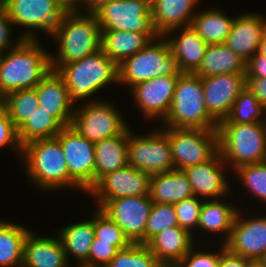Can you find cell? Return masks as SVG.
<instances>
[{"mask_svg":"<svg viewBox=\"0 0 266 267\" xmlns=\"http://www.w3.org/2000/svg\"><path fill=\"white\" fill-rule=\"evenodd\" d=\"M199 2L200 0H152L150 7L153 26L159 36L176 28L191 26Z\"/></svg>","mask_w":266,"mask_h":267,"instance_id":"cell-24","label":"cell"},{"mask_svg":"<svg viewBox=\"0 0 266 267\" xmlns=\"http://www.w3.org/2000/svg\"><path fill=\"white\" fill-rule=\"evenodd\" d=\"M101 49L117 65L145 48L152 39L145 33L101 30Z\"/></svg>","mask_w":266,"mask_h":267,"instance_id":"cell-30","label":"cell"},{"mask_svg":"<svg viewBox=\"0 0 266 267\" xmlns=\"http://www.w3.org/2000/svg\"><path fill=\"white\" fill-rule=\"evenodd\" d=\"M20 160L29 182L37 189L49 193L69 188L67 161L56 137L26 143L22 146Z\"/></svg>","mask_w":266,"mask_h":267,"instance_id":"cell-4","label":"cell"},{"mask_svg":"<svg viewBox=\"0 0 266 267\" xmlns=\"http://www.w3.org/2000/svg\"><path fill=\"white\" fill-rule=\"evenodd\" d=\"M223 9L199 10L192 19L191 26L208 45L225 44L235 17H230Z\"/></svg>","mask_w":266,"mask_h":267,"instance_id":"cell-32","label":"cell"},{"mask_svg":"<svg viewBox=\"0 0 266 267\" xmlns=\"http://www.w3.org/2000/svg\"><path fill=\"white\" fill-rule=\"evenodd\" d=\"M106 267H165L147 245L131 243L120 249Z\"/></svg>","mask_w":266,"mask_h":267,"instance_id":"cell-37","label":"cell"},{"mask_svg":"<svg viewBox=\"0 0 266 267\" xmlns=\"http://www.w3.org/2000/svg\"><path fill=\"white\" fill-rule=\"evenodd\" d=\"M160 124L165 128L217 129L218 123L206 109L201 76L179 75L170 110Z\"/></svg>","mask_w":266,"mask_h":267,"instance_id":"cell-6","label":"cell"},{"mask_svg":"<svg viewBox=\"0 0 266 267\" xmlns=\"http://www.w3.org/2000/svg\"><path fill=\"white\" fill-rule=\"evenodd\" d=\"M39 39H23L4 52L0 63V100L16 90L34 89L51 70L50 52Z\"/></svg>","mask_w":266,"mask_h":267,"instance_id":"cell-2","label":"cell"},{"mask_svg":"<svg viewBox=\"0 0 266 267\" xmlns=\"http://www.w3.org/2000/svg\"><path fill=\"white\" fill-rule=\"evenodd\" d=\"M239 209L238 205L222 199L203 200L196 233L201 230L207 234H218V237L223 236L220 242L224 244L229 239Z\"/></svg>","mask_w":266,"mask_h":267,"instance_id":"cell-26","label":"cell"},{"mask_svg":"<svg viewBox=\"0 0 266 267\" xmlns=\"http://www.w3.org/2000/svg\"><path fill=\"white\" fill-rule=\"evenodd\" d=\"M246 78H266V56L255 53L246 62Z\"/></svg>","mask_w":266,"mask_h":267,"instance_id":"cell-46","label":"cell"},{"mask_svg":"<svg viewBox=\"0 0 266 267\" xmlns=\"http://www.w3.org/2000/svg\"><path fill=\"white\" fill-rule=\"evenodd\" d=\"M116 105L109 99L80 102L75 106L71 127L93 143L119 135L129 124Z\"/></svg>","mask_w":266,"mask_h":267,"instance_id":"cell-9","label":"cell"},{"mask_svg":"<svg viewBox=\"0 0 266 267\" xmlns=\"http://www.w3.org/2000/svg\"><path fill=\"white\" fill-rule=\"evenodd\" d=\"M164 38L169 43L180 72L194 73L202 62L208 44L201 39L192 26L173 29L167 32Z\"/></svg>","mask_w":266,"mask_h":267,"instance_id":"cell-23","label":"cell"},{"mask_svg":"<svg viewBox=\"0 0 266 267\" xmlns=\"http://www.w3.org/2000/svg\"><path fill=\"white\" fill-rule=\"evenodd\" d=\"M218 245L216 244L218 249L214 247L213 252V250L207 251L206 247L202 250L198 248V243L195 244L175 267H219L220 245L219 247Z\"/></svg>","mask_w":266,"mask_h":267,"instance_id":"cell-42","label":"cell"},{"mask_svg":"<svg viewBox=\"0 0 266 267\" xmlns=\"http://www.w3.org/2000/svg\"><path fill=\"white\" fill-rule=\"evenodd\" d=\"M245 267H265L261 260H249Z\"/></svg>","mask_w":266,"mask_h":267,"instance_id":"cell-51","label":"cell"},{"mask_svg":"<svg viewBox=\"0 0 266 267\" xmlns=\"http://www.w3.org/2000/svg\"><path fill=\"white\" fill-rule=\"evenodd\" d=\"M263 33V15L243 12L235 16L225 44L247 62L258 52Z\"/></svg>","mask_w":266,"mask_h":267,"instance_id":"cell-22","label":"cell"},{"mask_svg":"<svg viewBox=\"0 0 266 267\" xmlns=\"http://www.w3.org/2000/svg\"><path fill=\"white\" fill-rule=\"evenodd\" d=\"M132 131L128 126L121 134L95 143V184L105 174L128 163V141Z\"/></svg>","mask_w":266,"mask_h":267,"instance_id":"cell-27","label":"cell"},{"mask_svg":"<svg viewBox=\"0 0 266 267\" xmlns=\"http://www.w3.org/2000/svg\"><path fill=\"white\" fill-rule=\"evenodd\" d=\"M230 123L266 122V108L247 86L240 92L226 118Z\"/></svg>","mask_w":266,"mask_h":267,"instance_id":"cell-36","label":"cell"},{"mask_svg":"<svg viewBox=\"0 0 266 267\" xmlns=\"http://www.w3.org/2000/svg\"><path fill=\"white\" fill-rule=\"evenodd\" d=\"M55 232L62 242L69 263L72 264L70 257H74L78 267H81L88 260L94 238V212L91 219L69 223Z\"/></svg>","mask_w":266,"mask_h":267,"instance_id":"cell-29","label":"cell"},{"mask_svg":"<svg viewBox=\"0 0 266 267\" xmlns=\"http://www.w3.org/2000/svg\"><path fill=\"white\" fill-rule=\"evenodd\" d=\"M118 251L112 242L93 238L88 260L81 267H106Z\"/></svg>","mask_w":266,"mask_h":267,"instance_id":"cell-43","label":"cell"},{"mask_svg":"<svg viewBox=\"0 0 266 267\" xmlns=\"http://www.w3.org/2000/svg\"><path fill=\"white\" fill-rule=\"evenodd\" d=\"M6 147L17 151L21 158L22 145L18 139L17 129L10 119L8 111L0 104V150Z\"/></svg>","mask_w":266,"mask_h":267,"instance_id":"cell-44","label":"cell"},{"mask_svg":"<svg viewBox=\"0 0 266 267\" xmlns=\"http://www.w3.org/2000/svg\"><path fill=\"white\" fill-rule=\"evenodd\" d=\"M143 135L130 132L128 141L129 166L150 175L174 170L168 135L161 129Z\"/></svg>","mask_w":266,"mask_h":267,"instance_id":"cell-13","label":"cell"},{"mask_svg":"<svg viewBox=\"0 0 266 267\" xmlns=\"http://www.w3.org/2000/svg\"><path fill=\"white\" fill-rule=\"evenodd\" d=\"M179 75L157 76L140 82L129 88L131 96L142 116L148 122L157 120L161 123L167 116Z\"/></svg>","mask_w":266,"mask_h":267,"instance_id":"cell-16","label":"cell"},{"mask_svg":"<svg viewBox=\"0 0 266 267\" xmlns=\"http://www.w3.org/2000/svg\"><path fill=\"white\" fill-rule=\"evenodd\" d=\"M49 237L29 231L23 247L21 267H71L59 236Z\"/></svg>","mask_w":266,"mask_h":267,"instance_id":"cell-21","label":"cell"},{"mask_svg":"<svg viewBox=\"0 0 266 267\" xmlns=\"http://www.w3.org/2000/svg\"><path fill=\"white\" fill-rule=\"evenodd\" d=\"M261 261L263 262L264 266L266 267V253L262 257Z\"/></svg>","mask_w":266,"mask_h":267,"instance_id":"cell-53","label":"cell"},{"mask_svg":"<svg viewBox=\"0 0 266 267\" xmlns=\"http://www.w3.org/2000/svg\"><path fill=\"white\" fill-rule=\"evenodd\" d=\"M153 205L149 195L112 199L100 209L124 232L131 243L144 245V231Z\"/></svg>","mask_w":266,"mask_h":267,"instance_id":"cell-15","label":"cell"},{"mask_svg":"<svg viewBox=\"0 0 266 267\" xmlns=\"http://www.w3.org/2000/svg\"><path fill=\"white\" fill-rule=\"evenodd\" d=\"M1 8L15 28H25L23 39H39L40 32L50 37L69 9L68 0H1Z\"/></svg>","mask_w":266,"mask_h":267,"instance_id":"cell-7","label":"cell"},{"mask_svg":"<svg viewBox=\"0 0 266 267\" xmlns=\"http://www.w3.org/2000/svg\"><path fill=\"white\" fill-rule=\"evenodd\" d=\"M193 195L183 170L174 169L150 177L149 196L153 203L175 204Z\"/></svg>","mask_w":266,"mask_h":267,"instance_id":"cell-28","label":"cell"},{"mask_svg":"<svg viewBox=\"0 0 266 267\" xmlns=\"http://www.w3.org/2000/svg\"><path fill=\"white\" fill-rule=\"evenodd\" d=\"M218 151L233 172L245 165L266 161V122L218 123Z\"/></svg>","mask_w":266,"mask_h":267,"instance_id":"cell-5","label":"cell"},{"mask_svg":"<svg viewBox=\"0 0 266 267\" xmlns=\"http://www.w3.org/2000/svg\"><path fill=\"white\" fill-rule=\"evenodd\" d=\"M202 204L203 199L195 195L173 204L179 226L193 235L194 240Z\"/></svg>","mask_w":266,"mask_h":267,"instance_id":"cell-41","label":"cell"},{"mask_svg":"<svg viewBox=\"0 0 266 267\" xmlns=\"http://www.w3.org/2000/svg\"><path fill=\"white\" fill-rule=\"evenodd\" d=\"M256 216L248 218L239 209L229 239L224 243L231 253L248 260H261L266 253V215Z\"/></svg>","mask_w":266,"mask_h":267,"instance_id":"cell-17","label":"cell"},{"mask_svg":"<svg viewBox=\"0 0 266 267\" xmlns=\"http://www.w3.org/2000/svg\"><path fill=\"white\" fill-rule=\"evenodd\" d=\"M0 104L8 111L16 129L39 107L35 88L10 92L0 100Z\"/></svg>","mask_w":266,"mask_h":267,"instance_id":"cell-35","label":"cell"},{"mask_svg":"<svg viewBox=\"0 0 266 267\" xmlns=\"http://www.w3.org/2000/svg\"><path fill=\"white\" fill-rule=\"evenodd\" d=\"M179 226L173 204L153 203L144 231V245L166 228Z\"/></svg>","mask_w":266,"mask_h":267,"instance_id":"cell-39","label":"cell"},{"mask_svg":"<svg viewBox=\"0 0 266 267\" xmlns=\"http://www.w3.org/2000/svg\"><path fill=\"white\" fill-rule=\"evenodd\" d=\"M246 86L266 108V78H246Z\"/></svg>","mask_w":266,"mask_h":267,"instance_id":"cell-49","label":"cell"},{"mask_svg":"<svg viewBox=\"0 0 266 267\" xmlns=\"http://www.w3.org/2000/svg\"><path fill=\"white\" fill-rule=\"evenodd\" d=\"M94 14L101 30L145 33L152 40L159 37L148 0H114L99 7Z\"/></svg>","mask_w":266,"mask_h":267,"instance_id":"cell-11","label":"cell"},{"mask_svg":"<svg viewBox=\"0 0 266 267\" xmlns=\"http://www.w3.org/2000/svg\"><path fill=\"white\" fill-rule=\"evenodd\" d=\"M227 167L218 151L207 162L187 167L183 172L196 197L203 200H218L228 197L230 190L234 189L230 188L232 184L229 183V178H226Z\"/></svg>","mask_w":266,"mask_h":267,"instance_id":"cell-18","label":"cell"},{"mask_svg":"<svg viewBox=\"0 0 266 267\" xmlns=\"http://www.w3.org/2000/svg\"><path fill=\"white\" fill-rule=\"evenodd\" d=\"M30 229L0 219V267H21L24 241Z\"/></svg>","mask_w":266,"mask_h":267,"instance_id":"cell-33","label":"cell"},{"mask_svg":"<svg viewBox=\"0 0 266 267\" xmlns=\"http://www.w3.org/2000/svg\"><path fill=\"white\" fill-rule=\"evenodd\" d=\"M150 177L149 173L126 165L105 174L87 194L95 200V205L101 208L112 199L149 195Z\"/></svg>","mask_w":266,"mask_h":267,"instance_id":"cell-14","label":"cell"},{"mask_svg":"<svg viewBox=\"0 0 266 267\" xmlns=\"http://www.w3.org/2000/svg\"><path fill=\"white\" fill-rule=\"evenodd\" d=\"M258 52L261 55L266 56V35L264 33H263L262 38H261V42H260V46H259Z\"/></svg>","mask_w":266,"mask_h":267,"instance_id":"cell-50","label":"cell"},{"mask_svg":"<svg viewBox=\"0 0 266 267\" xmlns=\"http://www.w3.org/2000/svg\"><path fill=\"white\" fill-rule=\"evenodd\" d=\"M13 27L14 25L7 13L0 8V51L6 52L23 40L21 36H18V40L16 39L15 43L13 42Z\"/></svg>","mask_w":266,"mask_h":267,"instance_id":"cell-45","label":"cell"},{"mask_svg":"<svg viewBox=\"0 0 266 267\" xmlns=\"http://www.w3.org/2000/svg\"><path fill=\"white\" fill-rule=\"evenodd\" d=\"M35 89L39 107L49 112L64 127L71 126L75 105L70 101L68 88L57 71L50 70Z\"/></svg>","mask_w":266,"mask_h":267,"instance_id":"cell-20","label":"cell"},{"mask_svg":"<svg viewBox=\"0 0 266 267\" xmlns=\"http://www.w3.org/2000/svg\"><path fill=\"white\" fill-rule=\"evenodd\" d=\"M94 238L112 242L119 250L131 244L123 230L98 207L94 211Z\"/></svg>","mask_w":266,"mask_h":267,"instance_id":"cell-40","label":"cell"},{"mask_svg":"<svg viewBox=\"0 0 266 267\" xmlns=\"http://www.w3.org/2000/svg\"><path fill=\"white\" fill-rule=\"evenodd\" d=\"M246 62L226 44L208 45L199 68L194 72L202 78L211 75L245 73Z\"/></svg>","mask_w":266,"mask_h":267,"instance_id":"cell-31","label":"cell"},{"mask_svg":"<svg viewBox=\"0 0 266 267\" xmlns=\"http://www.w3.org/2000/svg\"><path fill=\"white\" fill-rule=\"evenodd\" d=\"M204 99L209 115L221 122L229 115L233 103L246 87L245 73L211 75L202 78Z\"/></svg>","mask_w":266,"mask_h":267,"instance_id":"cell-19","label":"cell"},{"mask_svg":"<svg viewBox=\"0 0 266 267\" xmlns=\"http://www.w3.org/2000/svg\"><path fill=\"white\" fill-rule=\"evenodd\" d=\"M63 128L64 126L54 116L38 107L17 129V135L23 146L36 139L55 138Z\"/></svg>","mask_w":266,"mask_h":267,"instance_id":"cell-34","label":"cell"},{"mask_svg":"<svg viewBox=\"0 0 266 267\" xmlns=\"http://www.w3.org/2000/svg\"><path fill=\"white\" fill-rule=\"evenodd\" d=\"M160 128L169 137L172 161L177 170L205 163L218 152L217 129Z\"/></svg>","mask_w":266,"mask_h":267,"instance_id":"cell-10","label":"cell"},{"mask_svg":"<svg viewBox=\"0 0 266 267\" xmlns=\"http://www.w3.org/2000/svg\"><path fill=\"white\" fill-rule=\"evenodd\" d=\"M67 161L70 188L88 193L95 185V143L73 127H64L56 136ZM77 188V189H76Z\"/></svg>","mask_w":266,"mask_h":267,"instance_id":"cell-12","label":"cell"},{"mask_svg":"<svg viewBox=\"0 0 266 267\" xmlns=\"http://www.w3.org/2000/svg\"><path fill=\"white\" fill-rule=\"evenodd\" d=\"M220 245L219 267H245L248 259L231 253L224 244Z\"/></svg>","mask_w":266,"mask_h":267,"instance_id":"cell-47","label":"cell"},{"mask_svg":"<svg viewBox=\"0 0 266 267\" xmlns=\"http://www.w3.org/2000/svg\"><path fill=\"white\" fill-rule=\"evenodd\" d=\"M263 32L266 35V17L263 16Z\"/></svg>","mask_w":266,"mask_h":267,"instance_id":"cell-52","label":"cell"},{"mask_svg":"<svg viewBox=\"0 0 266 267\" xmlns=\"http://www.w3.org/2000/svg\"><path fill=\"white\" fill-rule=\"evenodd\" d=\"M51 37L57 46V53H50L53 71L101 49L102 31L94 13L68 9Z\"/></svg>","mask_w":266,"mask_h":267,"instance_id":"cell-1","label":"cell"},{"mask_svg":"<svg viewBox=\"0 0 266 267\" xmlns=\"http://www.w3.org/2000/svg\"><path fill=\"white\" fill-rule=\"evenodd\" d=\"M56 71L63 78L69 99L75 106L79 101L83 104L101 100L92 96L108 85H119L118 65L102 49L81 60L61 65Z\"/></svg>","mask_w":266,"mask_h":267,"instance_id":"cell-3","label":"cell"},{"mask_svg":"<svg viewBox=\"0 0 266 267\" xmlns=\"http://www.w3.org/2000/svg\"><path fill=\"white\" fill-rule=\"evenodd\" d=\"M119 86L134 85L157 76L180 75L177 60L164 36L152 40L145 48L118 65Z\"/></svg>","mask_w":266,"mask_h":267,"instance_id":"cell-8","label":"cell"},{"mask_svg":"<svg viewBox=\"0 0 266 267\" xmlns=\"http://www.w3.org/2000/svg\"><path fill=\"white\" fill-rule=\"evenodd\" d=\"M114 0H68V7L77 12L94 13L102 5Z\"/></svg>","mask_w":266,"mask_h":267,"instance_id":"cell-48","label":"cell"},{"mask_svg":"<svg viewBox=\"0 0 266 267\" xmlns=\"http://www.w3.org/2000/svg\"><path fill=\"white\" fill-rule=\"evenodd\" d=\"M3 54H4V52L3 51H0V63H1V60H2Z\"/></svg>","mask_w":266,"mask_h":267,"instance_id":"cell-54","label":"cell"},{"mask_svg":"<svg viewBox=\"0 0 266 267\" xmlns=\"http://www.w3.org/2000/svg\"><path fill=\"white\" fill-rule=\"evenodd\" d=\"M193 235L180 226L164 229L147 246L165 267H175L195 245Z\"/></svg>","mask_w":266,"mask_h":267,"instance_id":"cell-25","label":"cell"},{"mask_svg":"<svg viewBox=\"0 0 266 267\" xmlns=\"http://www.w3.org/2000/svg\"><path fill=\"white\" fill-rule=\"evenodd\" d=\"M237 180L241 182L242 187L261 201V204H266V161L245 165L233 171Z\"/></svg>","mask_w":266,"mask_h":267,"instance_id":"cell-38","label":"cell"}]
</instances>
